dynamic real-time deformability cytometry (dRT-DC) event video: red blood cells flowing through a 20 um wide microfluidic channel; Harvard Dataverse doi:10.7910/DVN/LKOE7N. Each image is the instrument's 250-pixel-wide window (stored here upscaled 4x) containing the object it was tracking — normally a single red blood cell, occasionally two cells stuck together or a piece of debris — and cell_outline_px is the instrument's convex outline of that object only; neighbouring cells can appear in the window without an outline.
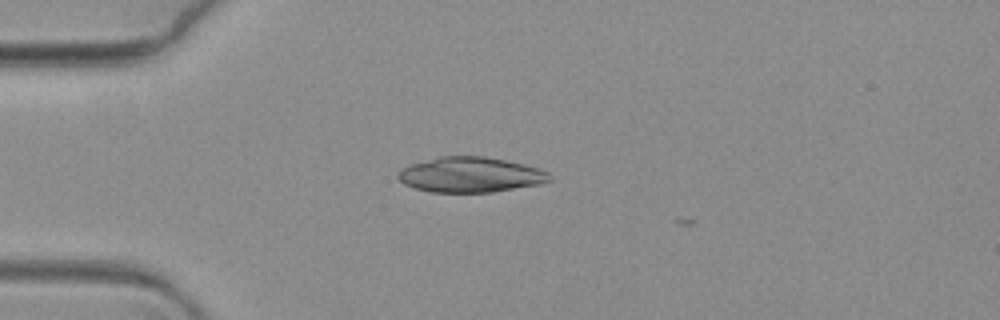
{"species": "common noctule bat (a hibernating species)", "species_latin": "Nyctalus noctula", "temperature_condition": "warm", "stored_images_in_passage": 3, "camera_frame_rate_fps": 3000, "um_per_image_px": 0.085, "animal": {"sex": "female", "body_mass_g": 19.3, "forearm_length_mm": 54.1}, "frame": {"image": 1, "passage_image": 1, "time_ms": 0.0, "image_size_px": [1000, 320], "cell_outline_px": [[552, 180], [540, 184], [492, 192], [432, 192], [416, 188], [404, 184], [396, 176], [396, 172], [400, 168], [412, 164], [440, 156], [484, 156], [524, 164], [548, 172], [552, 176]], "centroid_in_image_um": [39.97, 14.85], "position_along_channel_um": 45.0, "area_um2": 31.04}}